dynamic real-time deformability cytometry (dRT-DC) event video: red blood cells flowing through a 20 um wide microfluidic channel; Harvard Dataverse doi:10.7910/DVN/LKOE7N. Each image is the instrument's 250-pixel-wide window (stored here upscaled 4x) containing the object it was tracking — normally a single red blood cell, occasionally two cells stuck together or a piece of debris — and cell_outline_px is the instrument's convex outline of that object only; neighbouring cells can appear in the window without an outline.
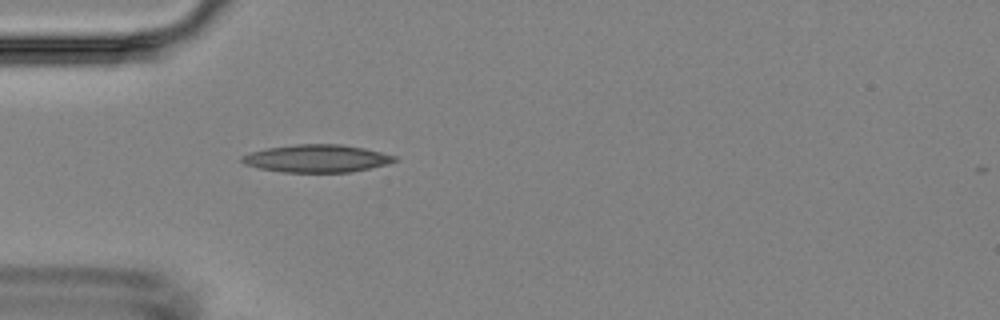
{"species": "Egyptian fruit bat (a non-hibernating species)", "species_latin": "Rousettus aegyptiacus", "temperature_condition": "room temperature", "stored_images_in_passage": 35, "camera_frame_rate_fps": 3000, "um_per_image_px": 0.085, "animal": {"sex": "female"}, "frame": {"image": 1, "passage_image": 1, "time_ms": 0.0, "image_size_px": [1000, 320], "cell_outline_px": [[400, 160], [388, 164], [352, 172], [280, 172], [256, 168], [244, 164], [240, 160], [240, 156], [248, 152], [268, 148], [296, 144], [340, 144], [364, 148], [396, 156]], "centroid_in_image_um": [26.9, 13.47], "position_along_channel_um": 58.1, "area_um2": 24.85}}
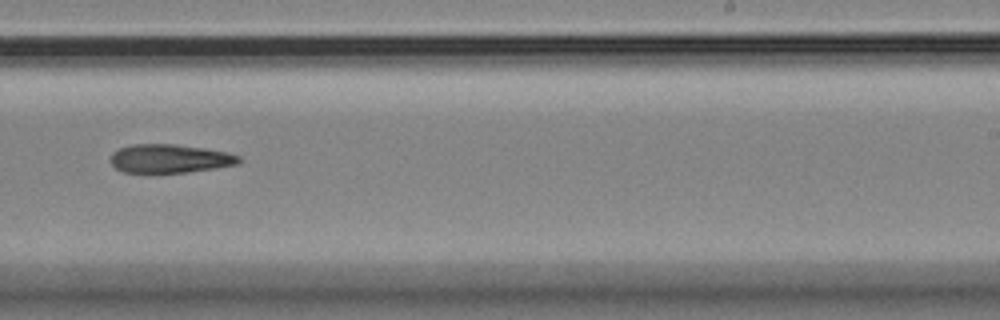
{"frame": {"image": 2, "passage_image": 17, "time_ms": 5.333, "image_size_px": [1000, 320], "cell_outline_px": [[244, 160], [240, 164], [216, 168], [188, 172], [120, 172], [108, 160], [112, 152], [120, 148], [132, 144], [176, 144], [204, 148], [228, 152], [240, 156]], "centroid_in_image_um": [14.46, 13.47], "position_along_channel_um": 274.5, "area_um2": 21.68}}
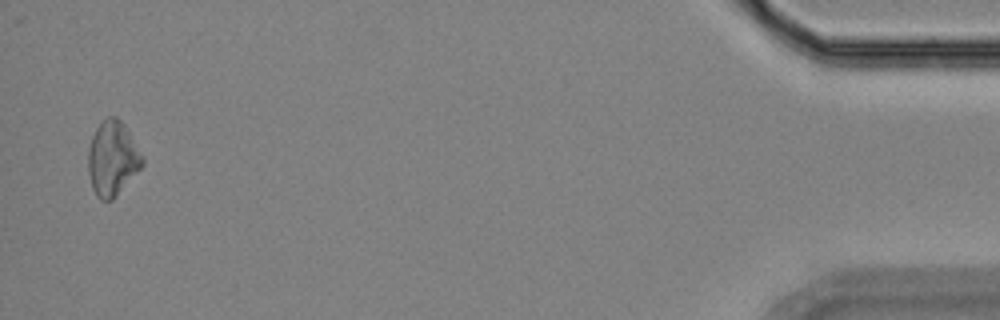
{"frame": {"image": 3, "passage_image": 34, "time_ms": 11.0, "image_size_px": [1000, 320], "cell_outline_px": [[144, 164], [116, 196], [112, 200], [100, 200], [96, 196], [92, 188], [88, 172], [88, 148], [92, 136], [100, 120], [108, 116], [116, 116], [124, 124], [144, 156]], "centroid_in_image_um": [9.55, 13.45], "position_along_channel_um": 425.6, "area_um2": 23.76}}